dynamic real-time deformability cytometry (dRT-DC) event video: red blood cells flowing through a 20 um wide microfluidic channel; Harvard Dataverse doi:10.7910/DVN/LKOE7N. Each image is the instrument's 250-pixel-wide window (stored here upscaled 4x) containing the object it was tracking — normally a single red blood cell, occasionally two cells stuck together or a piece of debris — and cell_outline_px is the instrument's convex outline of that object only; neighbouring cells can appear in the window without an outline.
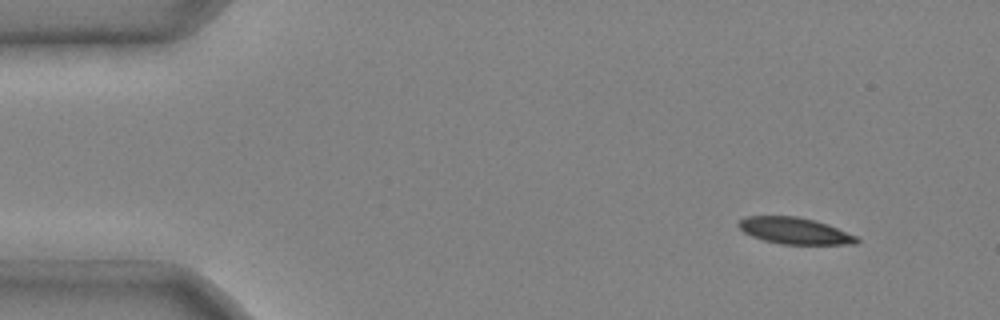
{"species": "common noctule bat (a hibernating species)", "species_latin": "Nyctalus noctula", "temperature_condition": "cold", "stored_images_in_passage": 7, "camera_frame_rate_fps": 3000, "um_per_image_px": 0.085, "animal": {"sex": "male", "body_mass_g": 20.4}, "frame": {"image": 1, "passage_image": 1, "time_ms": 0.0, "image_size_px": [1000, 320], "cell_outline_px": [[860, 240], [856, 244], [780, 244], [764, 240], [752, 236], [744, 232], [736, 224], [744, 216], [796, 216], [828, 224], [856, 236]], "centroid_in_image_um": [67.52, 19.61], "position_along_channel_um": 17.5, "area_um2": 18.15}}
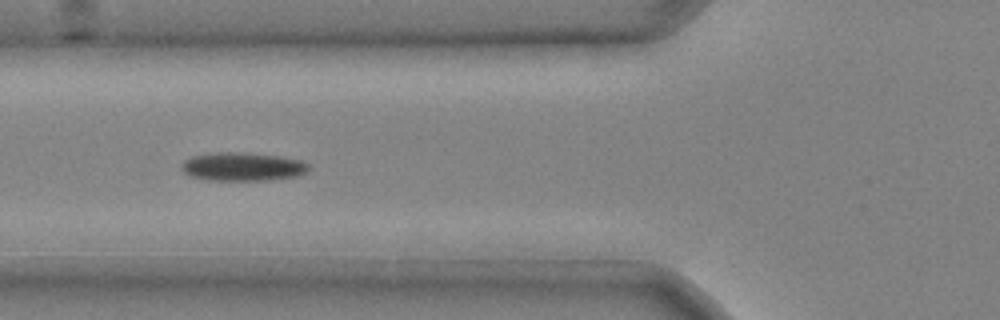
{"frame": {"image": 2, "passage_image": 5, "time_ms": 1.333, "image_size_px": [1000, 320], "cell_outline_px": [[312, 168], [308, 172], [296, 176], [272, 180], [208, 180], [188, 176], [180, 168], [180, 164], [184, 160], [192, 156], [216, 152], [244, 152], [280, 156], [300, 160], [308, 164]], "centroid_in_image_um": [20.62, 14.17], "position_along_channel_um": 105.2, "area_um2": 21.44}}
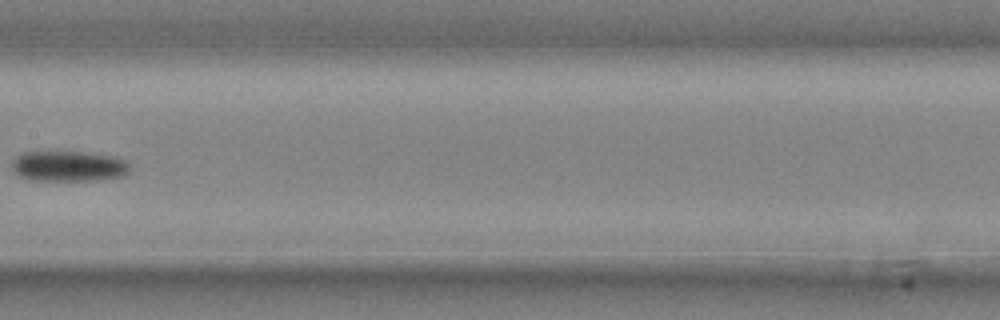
{"frame": {"image": 3, "passage_image": 7, "time_ms": 2.0, "image_size_px": [1000, 320], "cell_outline_px": [[132, 168], [124, 176], [104, 180], [28, 180], [12, 172], [12, 160], [16, 156], [24, 152], [80, 152], [112, 156], [124, 160]], "centroid_in_image_um": [5.82, 14.14], "position_along_channel_um": 201.6, "area_um2": 21.1}}